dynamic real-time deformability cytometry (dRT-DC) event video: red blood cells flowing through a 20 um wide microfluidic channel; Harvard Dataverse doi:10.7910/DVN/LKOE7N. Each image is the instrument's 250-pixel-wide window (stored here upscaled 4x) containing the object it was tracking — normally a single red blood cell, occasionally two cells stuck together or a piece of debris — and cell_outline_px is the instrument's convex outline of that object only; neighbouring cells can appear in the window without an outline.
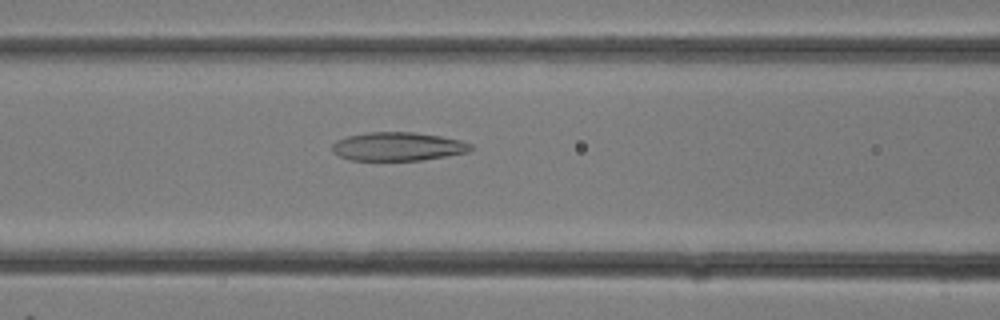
{"species": "common noctule bat (a hibernating species)", "species_latin": "Nyctalus noctula", "temperature_condition": "room temperature", "stored_images_in_passage": 28, "camera_frame_rate_fps": 3000, "um_per_image_px": 0.085, "animal": {"sex": "female"}, "frame": {"image": 1, "passage_image": 12, "time_ms": 3.667, "image_size_px": [1000, 320], "cell_outline_px": [[476, 148], [468, 152], [448, 156], [420, 160], [352, 160], [340, 156], [332, 152], [332, 144], [336, 140], [348, 136], [368, 132], [412, 132], [440, 136], [460, 140], [472, 144]], "centroid_in_image_um": [33.85, 12.45], "position_along_channel_um": 132.8, "area_um2": 23.12}}
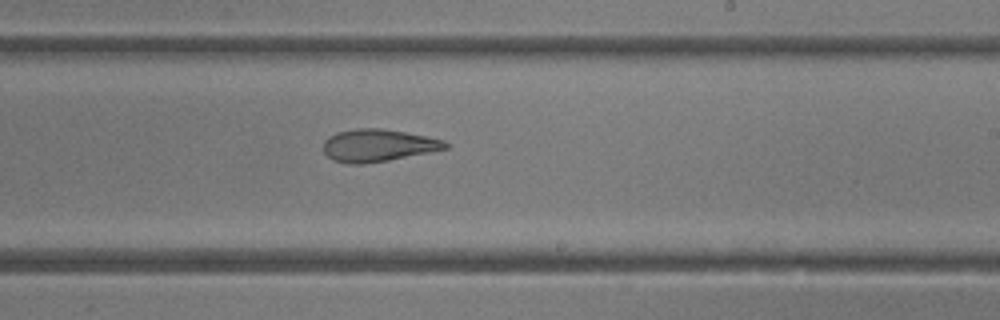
{"frame": {"image": 2, "passage_image": 17, "time_ms": 5.333, "image_size_px": [1000, 320], "cell_outline_px": [[448, 148], [388, 160], [364, 164], [348, 164], [332, 160], [324, 152], [324, 140], [328, 136], [336, 132], [356, 128], [380, 128], [404, 132], [444, 140], [448, 144]], "centroid_in_image_um": [32.07, 12.36], "position_along_channel_um": 256.9, "area_um2": 22.89}}
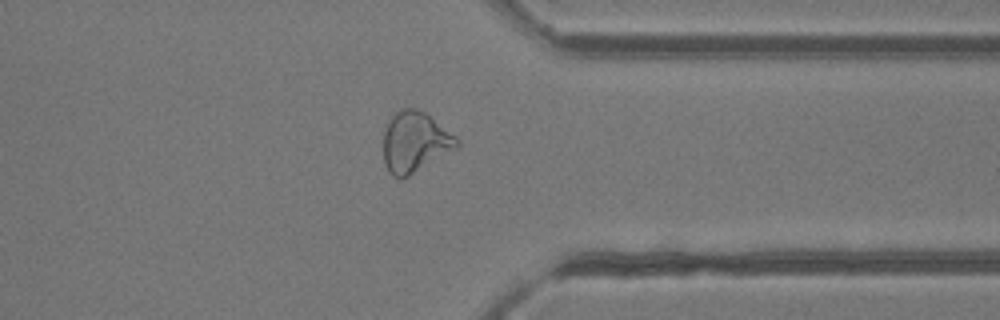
{"frame": {"image": 3, "passage_image": 22, "time_ms": 7.0, "image_size_px": [1000, 320], "cell_outline_px": [[460, 144], [456, 148], [408, 176], [400, 180], [392, 176], [388, 172], [384, 164], [384, 128], [388, 120], [400, 108], [416, 108], [424, 112], [456, 136], [460, 140]], "centroid_in_image_um": [35.23, 12.08], "position_along_channel_um": 376.2, "area_um2": 25.89}}